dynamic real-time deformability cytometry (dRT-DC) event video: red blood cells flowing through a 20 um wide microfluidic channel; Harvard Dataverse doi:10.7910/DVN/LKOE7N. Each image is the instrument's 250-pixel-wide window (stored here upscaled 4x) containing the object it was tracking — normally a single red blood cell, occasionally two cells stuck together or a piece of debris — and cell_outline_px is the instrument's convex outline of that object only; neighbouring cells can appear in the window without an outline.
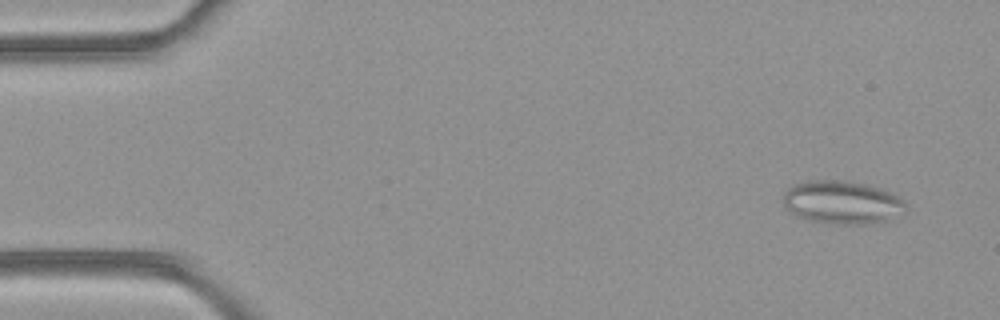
{"species": "common noctule bat (a hibernating species)", "species_latin": "Nyctalus noctula", "temperature_condition": "room temperature", "stored_images_in_passage": 48, "camera_frame_rate_fps": 3000, "um_per_image_px": 0.085, "animal": {"sex": "female", "body_mass_g": 21.9}, "frame": {"image": 1, "passage_image": 1, "time_ms": 0.0, "image_size_px": [1000, 320], "cell_outline_px": [[908, 208], [880, 220], [868, 224], [836, 224], [812, 220], [796, 216], [784, 204], [784, 192], [788, 188], [796, 184], [812, 180], [844, 180], [864, 184], [880, 188], [904, 200]], "centroid_in_image_um": [71.53, 17.18], "position_along_channel_um": 13.5, "area_um2": 30.0}}
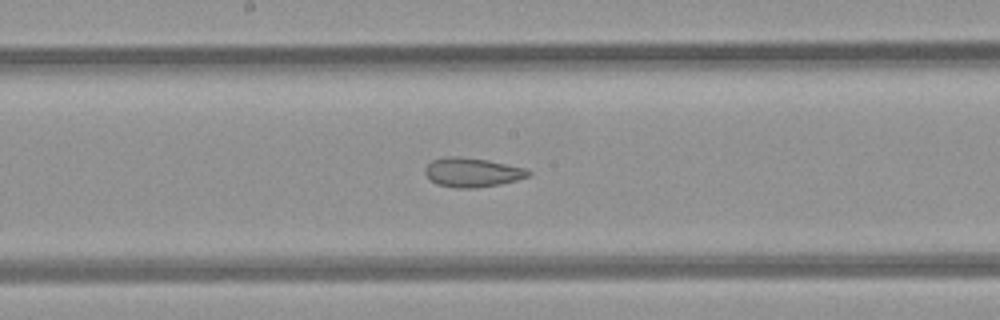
{"frame": {"image": 2, "passage_image": 24, "time_ms": 7.667, "image_size_px": [1000, 320], "cell_outline_px": [[532, 172], [528, 176], [516, 180], [500, 184], [476, 188], [456, 188], [436, 184], [424, 172], [424, 168], [432, 160], [448, 156], [460, 156], [488, 160], [524, 168]], "centroid_in_image_um": [40.12, 14.65], "position_along_channel_um": 208.1, "area_um2": 17.51}}
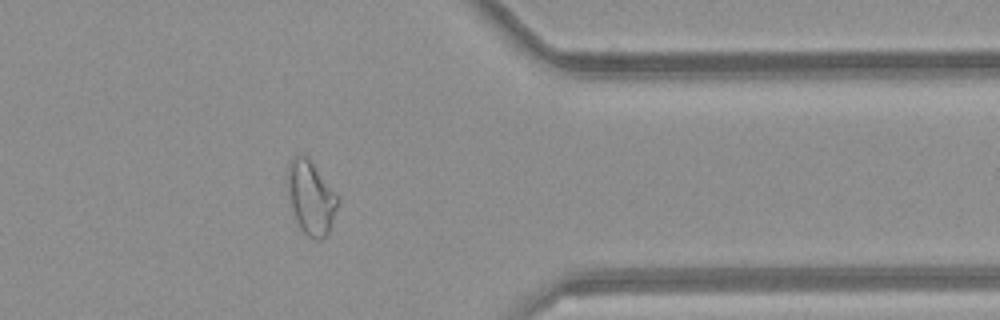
{"frame": {"image": 3, "passage_image": 38, "time_ms": 12.333, "image_size_px": [1000, 320], "cell_outline_px": [[340, 200], [328, 232], [320, 240], [316, 240], [308, 236], [300, 228], [288, 200], [288, 164], [292, 156], [300, 152], [308, 156], [340, 196]], "centroid_in_image_um": [26.44, 16.73], "position_along_channel_um": 385.0, "area_um2": 21.91}, "authors_computed_cell_mechanics": {"area_um2": 22.4842, "velocity_mm_per_s": 4.1342, "shape_relaxation_time_tau1_ms": null, "shape_relaxation_time_tau2_ms": 2.1082, "deformation_change_tau1": null, "deformation_change_tau2": 0.0761}}